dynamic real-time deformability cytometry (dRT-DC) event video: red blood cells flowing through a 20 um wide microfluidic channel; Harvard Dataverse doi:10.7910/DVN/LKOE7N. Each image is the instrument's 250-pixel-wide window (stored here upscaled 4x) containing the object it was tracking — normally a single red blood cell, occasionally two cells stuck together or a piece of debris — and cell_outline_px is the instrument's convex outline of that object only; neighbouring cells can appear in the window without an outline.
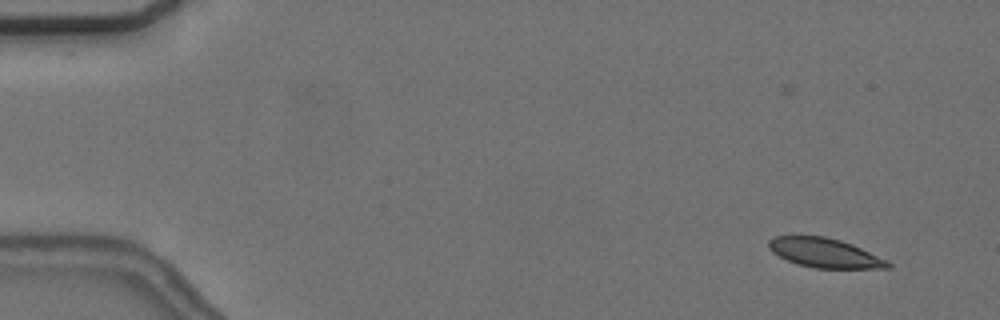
{"species": "common noctule bat (a hibernating species)", "species_latin": "Nyctalus noctula", "temperature_condition": "cold", "stored_images_in_passage": 6, "camera_frame_rate_fps": 3000, "um_per_image_px": 0.085, "animal": {"sex": "female", "body_mass_g": 24.6, "forearm_length_mm": 56.2}, "frame": {"image": 1, "passage_image": 3, "time_ms": 2.333, "image_size_px": [1000, 320], "cell_outline_px": [[892, 268], [816, 268], [796, 264], [772, 252], [768, 248], [768, 240], [776, 236], [824, 236], [840, 240], [852, 244], [888, 260], [892, 264]], "centroid_in_image_um": [70.12, 21.5], "position_along_channel_um": 14.9, "area_um2": 20.35}}
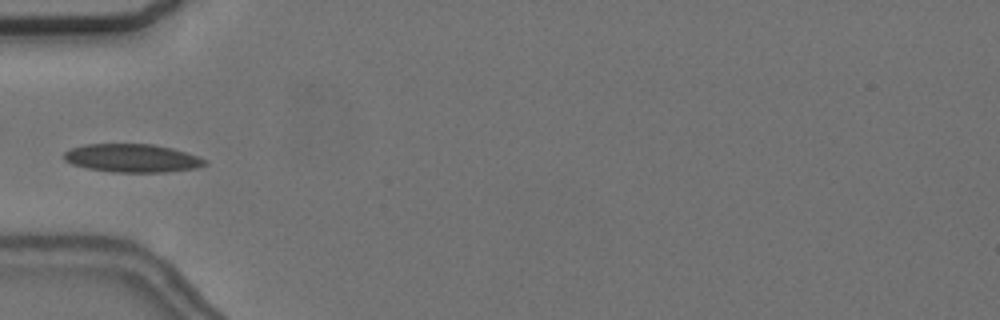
{"frame": {"image": 2, "passage_image": 6, "time_ms": 7.333, "image_size_px": [1000, 320], "cell_outline_px": [[208, 164], [196, 168], [164, 172], [112, 172], [88, 168], [72, 164], [64, 160], [64, 152], [72, 148], [84, 144], [152, 144], [172, 148], [208, 160]], "centroid_in_image_um": [11.23, 13.44], "position_along_channel_um": 73.8, "area_um2": 23.12}}